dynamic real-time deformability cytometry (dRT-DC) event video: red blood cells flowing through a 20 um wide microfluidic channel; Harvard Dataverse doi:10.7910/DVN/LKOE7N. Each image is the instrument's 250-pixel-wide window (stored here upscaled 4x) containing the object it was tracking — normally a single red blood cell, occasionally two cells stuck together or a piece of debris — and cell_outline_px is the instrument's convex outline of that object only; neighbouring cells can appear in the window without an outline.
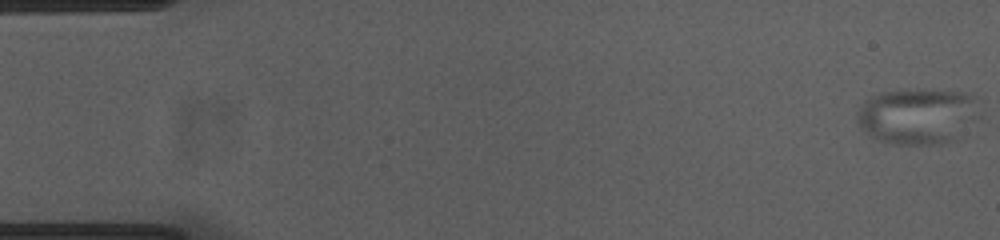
{"species": "common noctule bat (a hibernating species)", "species_latin": "Nyctalus noctula", "temperature_condition": "cold", "stored_images_in_passage": 51, "camera_frame_rate_fps": 3000, "um_per_image_px": 0.085, "animal": {"sex": "female", "body_mass_g": 23.0, "forearm_length_mm": 53.4}, "frame": {"image": 1, "passage_image": 1, "time_ms": 0.0, "image_size_px": [1000, 240], "cell_outline_px": [[980, 116], [964, 136], [960, 140], [944, 144], [900, 144], [880, 140], [872, 136], [856, 120], [856, 116], [864, 100], [880, 92], [904, 88], [964, 92], [972, 96]], "centroid_in_image_um": [78.06, 9.86], "position_along_channel_um": 6.9, "area_um2": 40.52}}
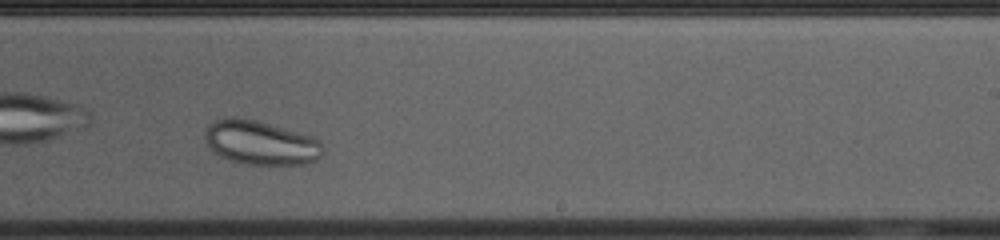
{"frame": {"image": 2, "passage_image": 35, "time_ms": 11.333, "image_size_px": [1000, 240], "cell_outline_px": [[320, 156], [316, 160], [304, 164], [248, 164], [228, 160], [220, 156], [204, 140], [204, 132], [208, 124], [216, 120], [232, 116], [236, 116], [256, 120], [312, 136], [320, 140]], "centroid_in_image_um": [22.11, 12.11], "position_along_channel_um": 266.9, "area_um2": 30.06}}
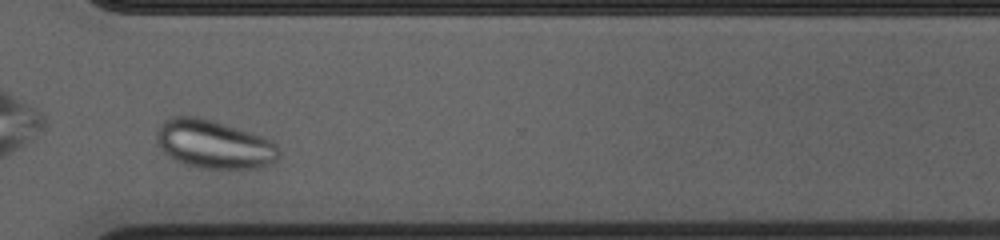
{"frame": {"image": 3, "passage_image": 42, "time_ms": 13.667, "image_size_px": [1000, 240], "cell_outline_px": [[280, 156], [272, 164], [256, 168], [200, 168], [184, 164], [176, 160], [164, 152], [156, 144], [156, 128], [164, 120], [172, 116], [196, 116], [212, 120], [264, 136], [272, 140], [280, 148]], "centroid_in_image_um": [18.19, 12.25], "position_along_channel_um": 352.4, "area_um2": 34.91}}